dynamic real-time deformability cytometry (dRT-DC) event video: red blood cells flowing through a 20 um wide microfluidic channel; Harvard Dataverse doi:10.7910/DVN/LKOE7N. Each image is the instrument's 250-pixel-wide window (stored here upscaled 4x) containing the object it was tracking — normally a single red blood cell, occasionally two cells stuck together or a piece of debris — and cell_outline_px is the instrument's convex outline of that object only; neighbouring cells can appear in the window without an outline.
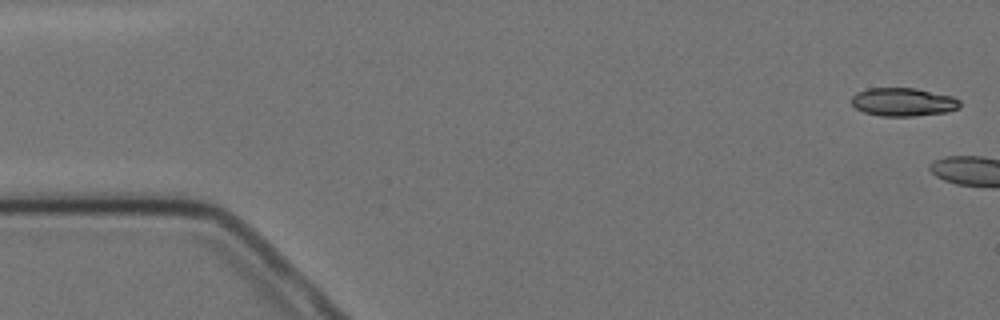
{"species": "Egyptian fruit bat (a non-hibernating species)", "species_latin": "Rousettus aegyptiacus", "temperature_condition": "cold", "stored_images_in_passage": 2, "camera_frame_rate_fps": 3000, "um_per_image_px": 0.085, "animal": {"sex": "female"}, "frame": {"image": 1, "passage_image": 1, "time_ms": 0.0, "image_size_px": [1000, 320], "cell_outline_px": [[960, 108], [948, 112], [912, 116], [880, 116], [864, 112], [856, 108], [852, 104], [852, 96], [856, 92], [868, 88], [916, 88], [952, 96], [960, 100]], "centroid_in_image_um": [76.78, 8.67], "position_along_channel_um": 8.2, "area_um2": 17.98}}